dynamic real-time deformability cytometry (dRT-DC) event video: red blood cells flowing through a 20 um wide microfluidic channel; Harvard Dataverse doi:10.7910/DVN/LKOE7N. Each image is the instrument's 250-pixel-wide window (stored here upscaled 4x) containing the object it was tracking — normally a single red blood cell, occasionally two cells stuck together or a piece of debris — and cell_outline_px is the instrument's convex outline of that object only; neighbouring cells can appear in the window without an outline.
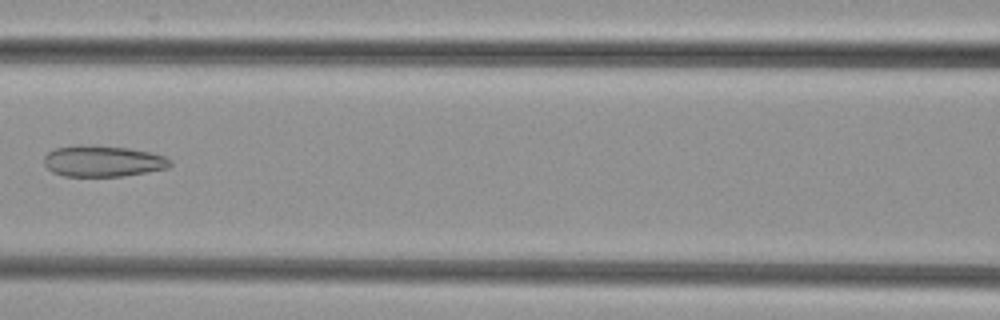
{"species": "common noctule bat (a hibernating species)", "species_latin": "Nyctalus noctula", "temperature_condition": "cold", "stored_images_in_passage": 6, "camera_frame_rate_fps": 3000, "um_per_image_px": 0.085, "animal": {"sex": "female", "body_mass_g": 29.2, "forearm_length_mm": 56.3}, "frame": {"image": 1, "passage_image": 6, "time_ms": 1.667, "image_size_px": [1000, 320], "cell_outline_px": [[172, 164], [168, 168], [120, 176], [64, 176], [52, 172], [44, 164], [44, 156], [48, 152], [56, 148], [76, 144], [96, 144], [128, 148], [148, 152], [164, 156], [172, 160]], "centroid_in_image_um": [8.71, 13.67], "position_along_channel_um": 157.9, "area_um2": 23.06}}